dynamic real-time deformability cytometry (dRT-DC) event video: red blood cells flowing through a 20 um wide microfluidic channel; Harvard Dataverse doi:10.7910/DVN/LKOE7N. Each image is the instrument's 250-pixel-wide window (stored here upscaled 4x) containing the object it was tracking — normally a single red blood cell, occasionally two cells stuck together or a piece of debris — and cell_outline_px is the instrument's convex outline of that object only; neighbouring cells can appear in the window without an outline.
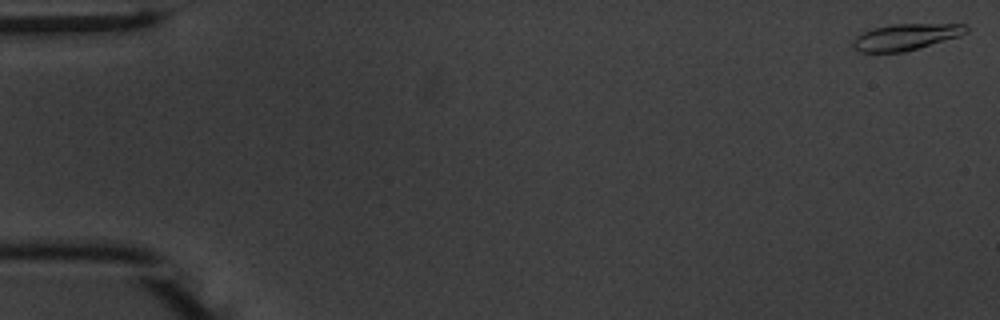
{"species": "common noctule bat (a hibernating species)", "species_latin": "Nyctalus noctula", "temperature_condition": "warm", "stored_images_in_passage": 54, "camera_frame_rate_fps": 3000, "um_per_image_px": 0.085, "animal": {"sex": "male", "body_mass_g": 20.1, "forearm_length_mm": 53.5}, "frame": {"image": 1, "passage_image": 1, "time_ms": 0.0, "image_size_px": [1000, 320], "cell_outline_px": [[968, 32], [960, 36], [904, 52], [860, 52], [852, 48], [852, 40], [856, 36], [872, 28], [892, 24], [968, 24]], "centroid_in_image_um": [76.98, 3.14], "position_along_channel_um": 8.0, "area_um2": 17.46}}
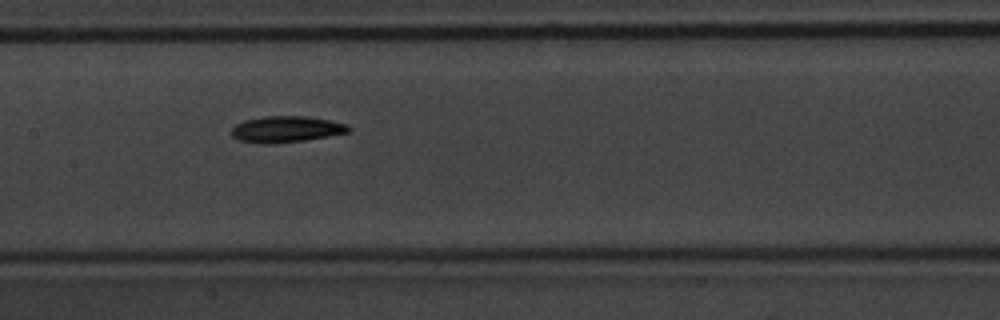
{"frame": {"image": 2, "passage_image": 27, "time_ms": 8.667, "image_size_px": [1000, 320], "cell_outline_px": [[352, 132], [304, 140], [272, 144], [264, 144], [236, 140], [232, 136], [232, 128], [236, 124], [244, 120], [264, 116], [304, 116], [328, 120], [344, 124], [352, 128]], "centroid_in_image_um": [24.3, 10.99], "position_along_channel_um": 183.1, "area_um2": 17.92}}
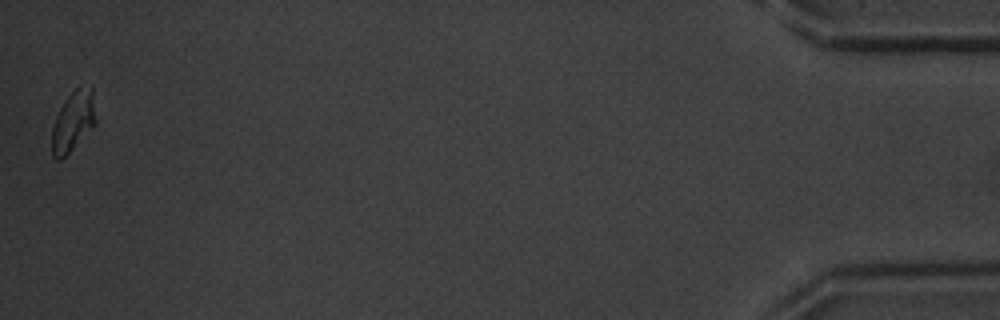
{"frame": {"image": 3, "passage_image": 54, "time_ms": 17.667, "image_size_px": [1000, 320], "cell_outline_px": [[96, 124], [60, 160], [56, 160], [52, 156], [52, 128], [56, 116], [64, 100], [80, 84], [92, 84], [96, 120]], "centroid_in_image_um": [6.24, 10.24], "position_along_channel_um": 429.0, "area_um2": 15.49}, "authors_computed_cell_mechanics": {"area_um2": 16.9065, "velocity_mm_per_s": 3.7384, "shape_relaxation_time_tau1_ms": 2.6513, "shape_relaxation_time_tau2_ms": 11.0417, "deformation_change_tau1": 0.1394, "deformation_change_tau2": 0.1289}}